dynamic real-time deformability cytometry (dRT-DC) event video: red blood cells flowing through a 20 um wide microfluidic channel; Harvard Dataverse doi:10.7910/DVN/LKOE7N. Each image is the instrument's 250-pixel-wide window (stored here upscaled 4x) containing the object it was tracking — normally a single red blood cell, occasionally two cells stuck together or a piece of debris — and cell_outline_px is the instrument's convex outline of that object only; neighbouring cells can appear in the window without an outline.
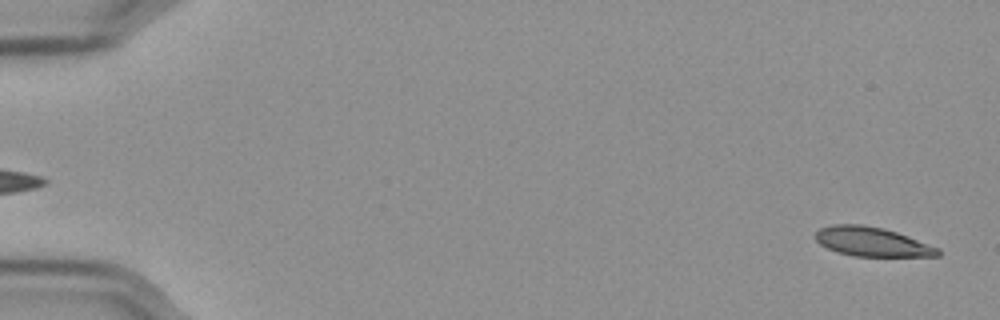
{"species": "Egyptian fruit bat (a non-hibernating species)", "species_latin": "Rousettus aegyptiacus", "temperature_condition": "cold", "stored_images_in_passage": 57, "camera_frame_rate_fps": 3000, "um_per_image_px": 0.085, "frame": {"image": 1, "passage_image": 2, "time_ms": 0.333, "image_size_px": [1000, 320], "cell_outline_px": [[940, 256], [856, 256], [836, 252], [820, 244], [816, 240], [816, 232], [820, 228], [832, 224], [860, 224], [884, 228], [908, 236], [940, 248]], "centroid_in_image_um": [74.12, 20.54], "position_along_channel_um": 10.9, "area_um2": 20.81}}
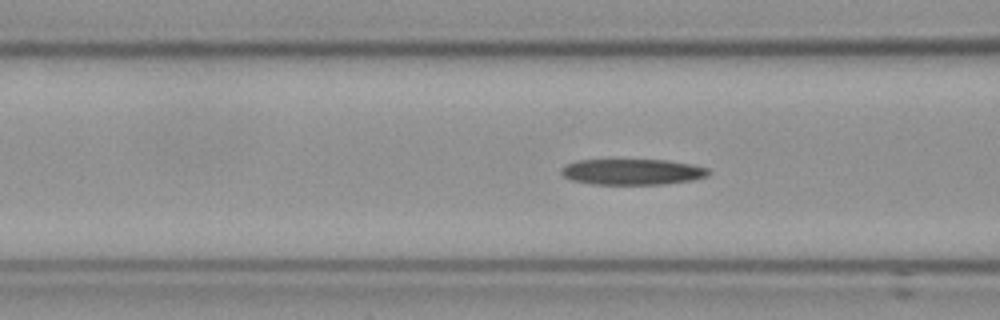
{"frame": {"image": 2, "passage_image": 23, "time_ms": 7.333, "image_size_px": [1000, 320], "cell_outline_px": [[712, 172], [708, 176], [692, 180], [660, 184], [592, 184], [572, 180], [564, 176], [560, 172], [560, 168], [564, 164], [576, 160], [668, 160], [692, 164], [708, 168]], "centroid_in_image_um": [53.74, 14.6], "position_along_channel_um": 112.9, "area_um2": 22.31}}
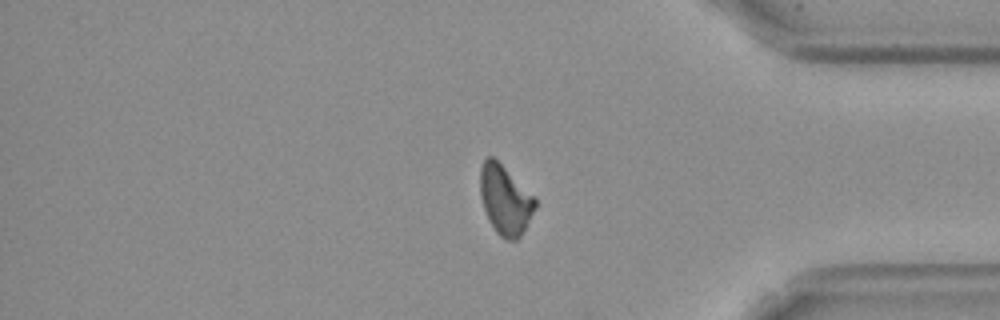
{"frame": {"image": 3, "passage_image": 48, "time_ms": 15.667, "image_size_px": [1000, 320], "cell_outline_px": [[536, 208], [520, 236], [516, 240], [508, 240], [500, 236], [496, 232], [484, 208], [480, 192], [480, 168], [484, 160], [488, 156], [492, 156], [536, 200]], "centroid_in_image_um": [42.92, 17.01], "position_along_channel_um": 392.3, "area_um2": 21.39}}